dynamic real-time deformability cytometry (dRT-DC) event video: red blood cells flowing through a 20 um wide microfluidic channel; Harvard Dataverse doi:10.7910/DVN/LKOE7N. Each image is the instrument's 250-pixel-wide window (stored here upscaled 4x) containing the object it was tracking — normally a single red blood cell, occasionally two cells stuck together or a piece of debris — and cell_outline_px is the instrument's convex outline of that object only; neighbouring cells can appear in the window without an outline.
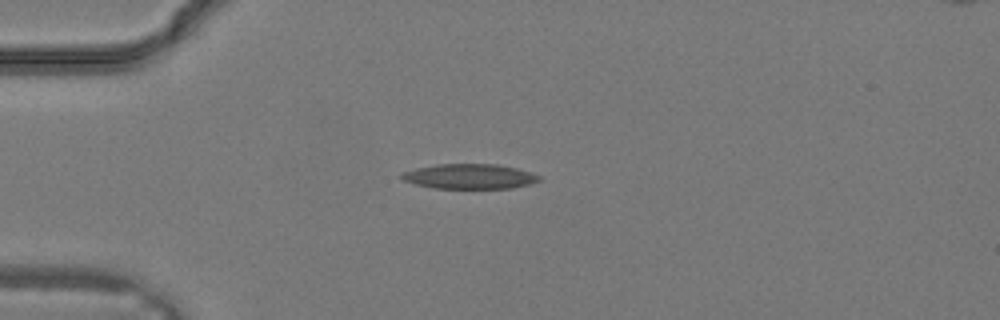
{"species": "common noctule bat (a hibernating species)", "species_latin": "Nyctalus noctula", "temperature_condition": "warm", "stored_images_in_passage": 23, "camera_frame_rate_fps": 3000, "um_per_image_px": 0.085, "animal": {"sex": "male", "body_mass_g": 19.2, "forearm_length_mm": 51.8}, "frame": {"image": 1, "passage_image": 8, "time_ms": 2.333, "image_size_px": [1000, 320], "cell_outline_px": [[540, 180], [528, 184], [512, 188], [432, 188], [416, 184], [404, 180], [400, 176], [400, 172], [416, 168], [436, 164], [496, 164], [516, 168], [540, 176]], "centroid_in_image_um": [39.86, 14.99], "position_along_channel_um": 45.1, "area_um2": 19.83}}
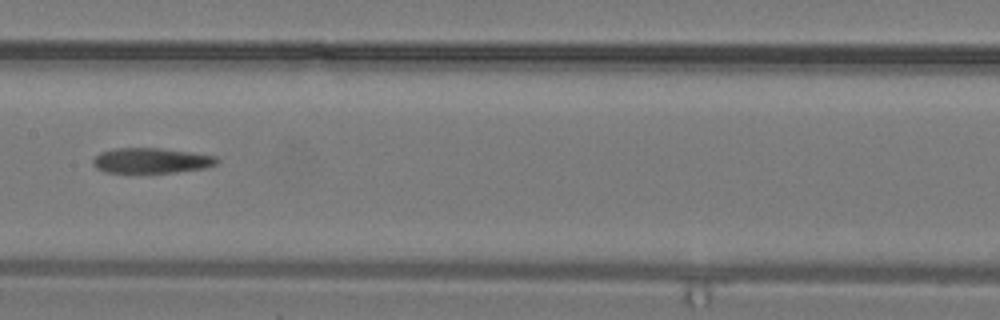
{"frame": {"image": 2, "passage_image": 16, "time_ms": 5.0, "image_size_px": [1000, 320], "cell_outline_px": [[220, 164], [204, 168], [176, 172], [104, 172], [96, 168], [92, 164], [92, 160], [100, 152], [112, 148], [160, 148], [192, 152], [216, 156], [220, 160]], "centroid_in_image_um": [12.88, 13.64], "position_along_channel_um": 194.5, "area_um2": 18.38}}
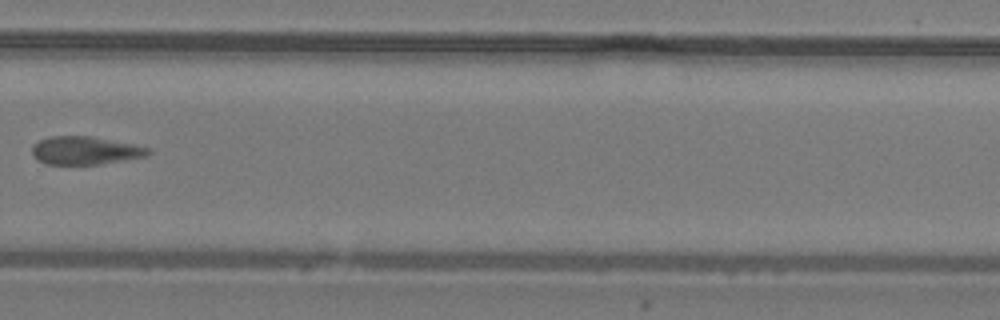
{"frame": {"image": 3, "passage_image": 22, "time_ms": 7.0, "image_size_px": [1000, 320], "cell_outline_px": [[152, 152], [144, 156], [124, 160], [100, 164], [44, 164], [36, 160], [32, 156], [32, 144], [48, 136], [88, 136], [132, 144], [152, 148]], "centroid_in_image_um": [7.18, 12.8], "position_along_channel_um": 322.6, "area_um2": 19.02}}